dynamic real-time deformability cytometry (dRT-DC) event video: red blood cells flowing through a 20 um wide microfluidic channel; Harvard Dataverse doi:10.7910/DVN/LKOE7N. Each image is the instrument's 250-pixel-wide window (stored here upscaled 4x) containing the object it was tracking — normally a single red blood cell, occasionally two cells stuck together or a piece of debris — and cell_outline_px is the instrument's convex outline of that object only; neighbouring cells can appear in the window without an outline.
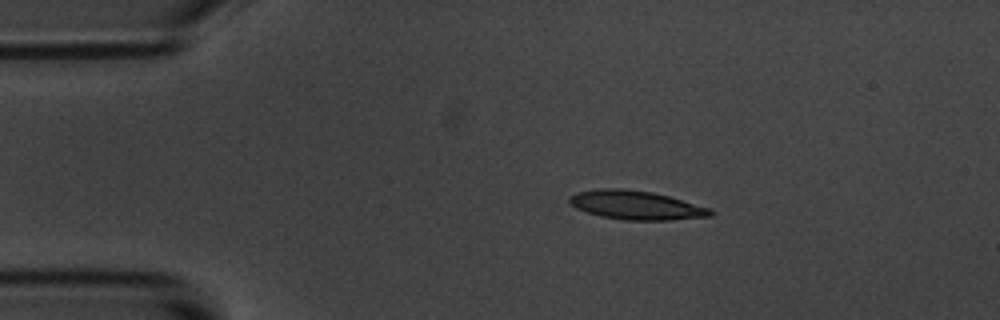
{"species": "common noctule bat (a hibernating species)", "species_latin": "Nyctalus noctula", "temperature_condition": "room temperature", "stored_images_in_passage": 3, "camera_frame_rate_fps": 3000, "um_per_image_px": 0.085, "animal": {"sex": "male", "body_mass_g": 20.1, "forearm_length_mm": 53.5}, "frame": {"image": 1, "passage_image": 2, "time_ms": 1.333, "image_size_px": [1000, 320], "cell_outline_px": [[712, 216], [668, 220], [624, 220], [600, 216], [576, 208], [568, 200], [568, 196], [580, 192], [600, 188], [624, 188], [652, 192], [668, 196], [708, 208], [712, 212]], "centroid_in_image_um": [54.03, 17.43], "position_along_channel_um": 31.0, "area_um2": 23.41}}